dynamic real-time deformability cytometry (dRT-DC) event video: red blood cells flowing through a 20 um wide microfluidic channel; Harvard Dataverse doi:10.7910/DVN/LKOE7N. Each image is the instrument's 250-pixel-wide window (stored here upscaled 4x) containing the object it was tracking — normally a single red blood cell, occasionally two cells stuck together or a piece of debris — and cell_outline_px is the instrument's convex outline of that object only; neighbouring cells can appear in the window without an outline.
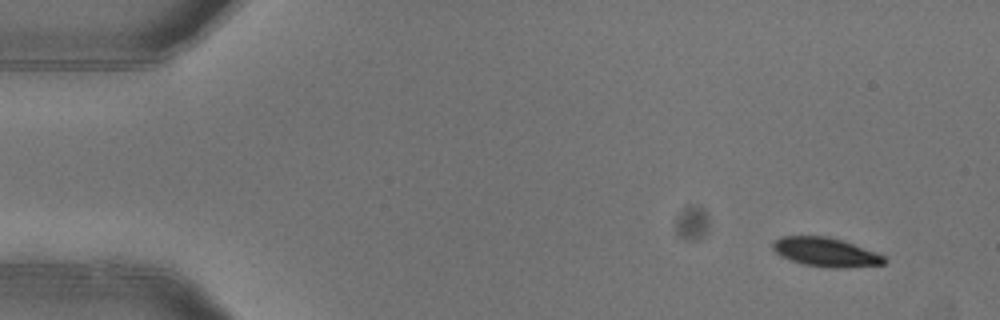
{"species": "common noctule bat (a hibernating species)", "species_latin": "Nyctalus noctula", "temperature_condition": "warm", "stored_images_in_passage": 2, "camera_frame_rate_fps": 3000, "um_per_image_px": 0.085, "animal": {"sex": "female"}, "frame": {"image": 1, "passage_image": 1, "time_ms": 0.0, "image_size_px": [1000, 320], "cell_outline_px": [[888, 260], [884, 264], [844, 268], [836, 268], [804, 264], [780, 256], [772, 248], [772, 244], [780, 236], [828, 236], [844, 240], [876, 252], [884, 256]], "centroid_in_image_um": [70.22, 21.42], "position_along_channel_um": 14.8, "area_um2": 18.84}}